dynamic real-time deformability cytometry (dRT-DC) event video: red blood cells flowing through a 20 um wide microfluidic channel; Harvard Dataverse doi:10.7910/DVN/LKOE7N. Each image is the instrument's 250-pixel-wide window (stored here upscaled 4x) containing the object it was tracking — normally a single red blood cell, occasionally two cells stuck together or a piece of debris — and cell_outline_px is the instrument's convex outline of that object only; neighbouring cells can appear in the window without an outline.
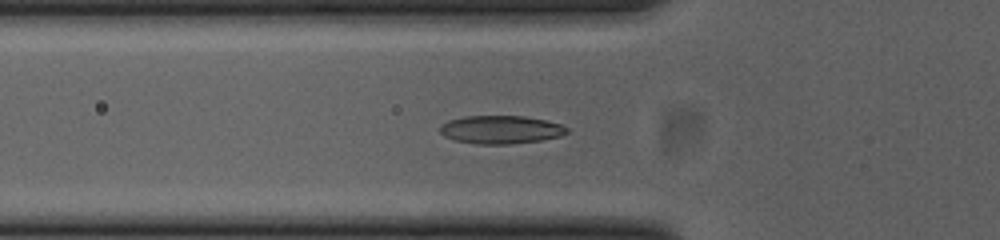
{"species": "common noctule bat (a hibernating species)", "species_latin": "Nyctalus noctula", "temperature_condition": "cold", "stored_images_in_passage": 36, "camera_frame_rate_fps": 3000, "um_per_image_px": 0.085, "animal": {"sex": "female", "body_mass_g": 23.0, "forearm_length_mm": 53.4}, "frame": {"image": 1, "passage_image": 2, "time_ms": 0.333, "image_size_px": [1000, 240], "cell_outline_px": [[568, 132], [560, 136], [540, 140], [508, 144], [476, 144], [456, 140], [444, 136], [440, 132], [440, 124], [448, 120], [464, 116], [524, 116], [548, 120], [560, 124], [568, 128]], "centroid_in_image_um": [42.55, 11.01], "position_along_channel_um": 83.2, "area_um2": 20.87}}
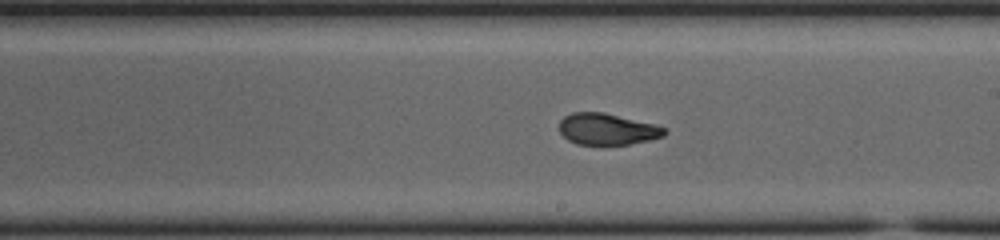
{"frame": {"image": 2, "passage_image": 14, "time_ms": 4.333, "image_size_px": [1000, 240], "cell_outline_px": [[668, 132], [664, 136], [648, 140], [628, 144], [604, 148], [576, 144], [568, 140], [560, 132], [560, 120], [564, 116], [572, 112], [604, 112], [656, 124], [664, 128]], "centroid_in_image_um": [51.6, 11.01], "position_along_channel_um": 237.4, "area_um2": 20.0}}
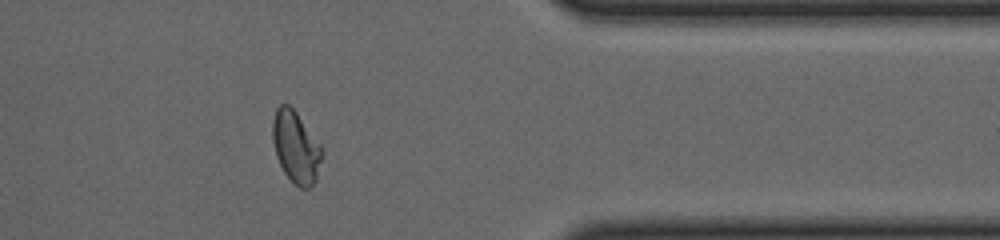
{"frame": {"image": 3, "passage_image": 27, "time_ms": 8.667, "image_size_px": [1000, 240], "cell_outline_px": [[324, 152], [316, 180], [308, 188], [300, 188], [284, 172], [276, 156], [272, 140], [272, 120], [276, 108], [280, 104], [288, 104], [296, 112], [324, 148]], "centroid_in_image_um": [25.16, 12.48], "position_along_channel_um": 386.2, "area_um2": 20.75}, "authors_computed_cell_mechanics": {"area_um2": 20.1433, "velocity_mm_per_s": 3.8435, "shape_relaxation_time_tau1_ms": 6.16, "shape_relaxation_time_tau2_ms": 1.2186, "deformation_change_tau1": 0.1789, "deformation_change_tau2": 0.0576}}